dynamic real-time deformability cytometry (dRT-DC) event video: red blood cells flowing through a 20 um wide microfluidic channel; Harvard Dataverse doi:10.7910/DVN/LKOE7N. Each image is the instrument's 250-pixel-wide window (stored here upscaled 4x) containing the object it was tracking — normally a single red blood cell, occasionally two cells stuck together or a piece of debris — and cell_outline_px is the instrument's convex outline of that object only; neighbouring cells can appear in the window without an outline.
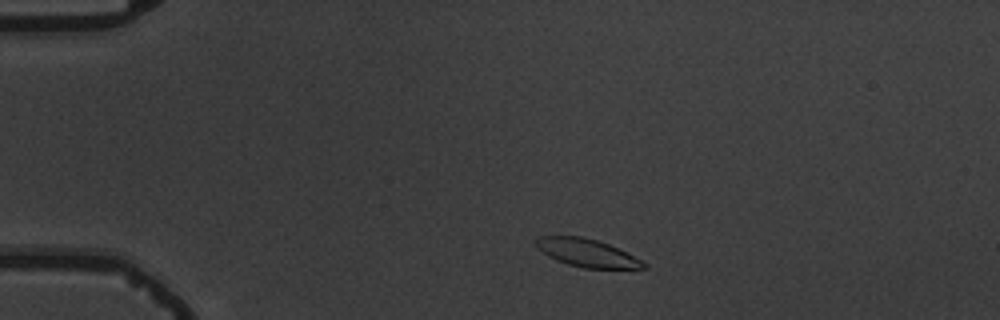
{"species": "common noctule bat (a hibernating species)", "species_latin": "Nyctalus noctula", "temperature_condition": "warm", "stored_images_in_passage": 7, "camera_frame_rate_fps": 3000, "um_per_image_px": 0.085, "animal": {"sex": "male", "body_mass_g": 19.5, "forearm_length_mm": 54.6}, "frame": {"image": 1, "passage_image": 1, "time_ms": 0.0, "image_size_px": [1000, 320], "cell_outline_px": [[648, 268], [580, 268], [556, 260], [548, 256], [536, 248], [536, 240], [540, 236], [584, 236], [608, 244], [648, 264]], "centroid_in_image_um": [49.85, 21.5], "position_along_channel_um": 35.2, "area_um2": 17.28}}
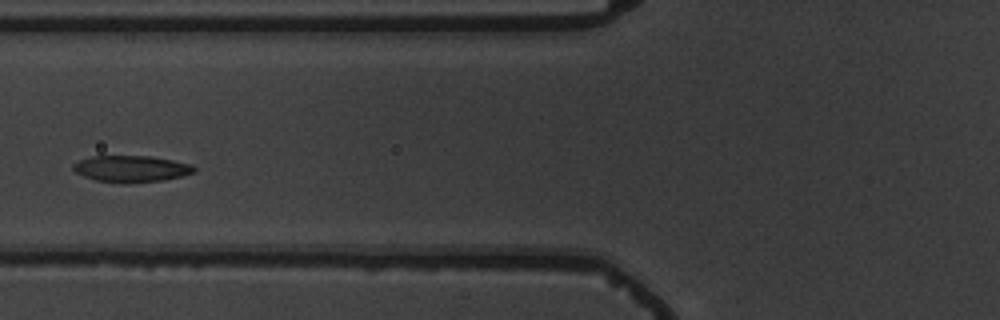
{"frame": {"image": 2, "passage_image": 4, "time_ms": 3.667, "image_size_px": [1000, 320], "cell_outline_px": [[196, 172], [184, 176], [164, 180], [96, 180], [84, 176], [76, 172], [72, 168], [72, 164], [80, 160], [92, 156], [152, 156], [192, 164], [196, 168]], "centroid_in_image_um": [11.21, 14.29], "position_along_channel_um": 114.6, "area_um2": 17.92}}
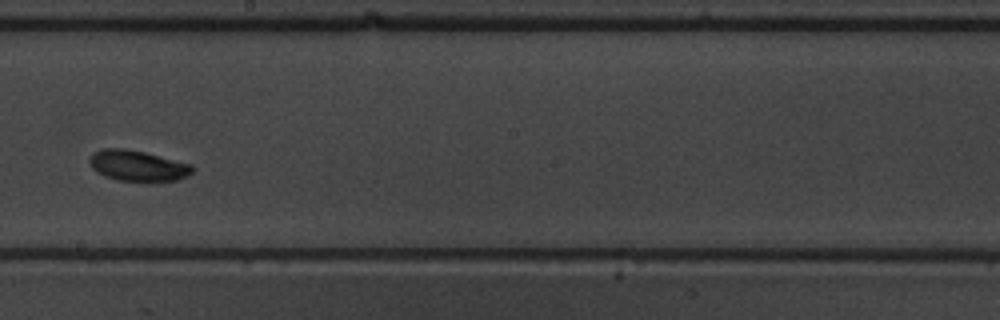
{"frame": {"image": 3, "passage_image": 7, "time_ms": 7.0, "image_size_px": [1000, 320], "cell_outline_px": [[196, 168], [188, 176], [176, 180], [152, 184], [116, 180], [104, 176], [96, 172], [92, 168], [88, 160], [92, 152], [100, 148], [124, 148], [144, 152], [192, 164]], "centroid_in_image_um": [11.71, 14.12], "position_along_channel_um": 236.5, "area_um2": 19.31}}